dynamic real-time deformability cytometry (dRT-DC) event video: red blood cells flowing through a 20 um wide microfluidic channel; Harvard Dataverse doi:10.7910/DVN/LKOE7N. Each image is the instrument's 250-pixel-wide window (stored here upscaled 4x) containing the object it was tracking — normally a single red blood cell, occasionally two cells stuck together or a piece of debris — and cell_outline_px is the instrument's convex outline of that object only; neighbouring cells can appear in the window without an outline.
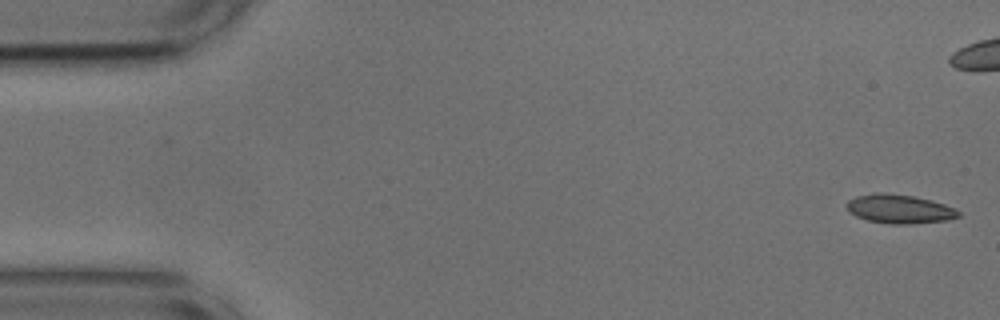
{"species": "common noctule bat (a hibernating species)", "species_latin": "Nyctalus noctula", "temperature_condition": "cold", "stored_images_in_passage": 54, "camera_frame_rate_fps": 3000, "um_per_image_px": 0.085, "animal": {"sex": "male", "body_mass_g": 17.9, "forearm_length_mm": 54.2}, "frame": {"image": 1, "passage_image": 1, "time_ms": 0.0, "image_size_px": [1000, 320], "cell_outline_px": [[960, 216], [948, 220], [908, 224], [892, 224], [868, 220], [856, 216], [848, 212], [844, 204], [848, 200], [856, 196], [872, 192], [876, 192], [912, 196], [932, 200], [956, 208], [960, 212]], "centroid_in_image_um": [76.43, 17.76], "position_along_channel_um": 8.6, "area_um2": 18.96}}
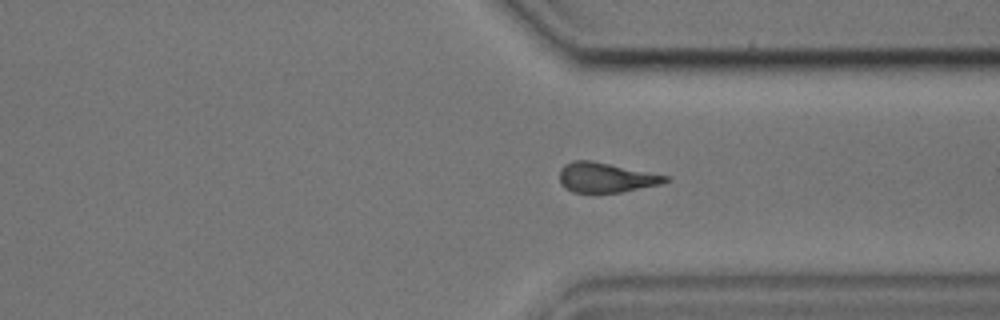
{"frame": {"image": 2, "passage_image": 39, "time_ms": 12.667, "image_size_px": [1000, 320], "cell_outline_px": [[672, 180], [660, 184], [620, 192], [572, 192], [564, 188], [560, 184], [560, 168], [564, 164], [572, 160], [592, 160], [668, 176]], "centroid_in_image_um": [51.46, 15.08], "position_along_channel_um": 359.9, "area_um2": 18.38}}
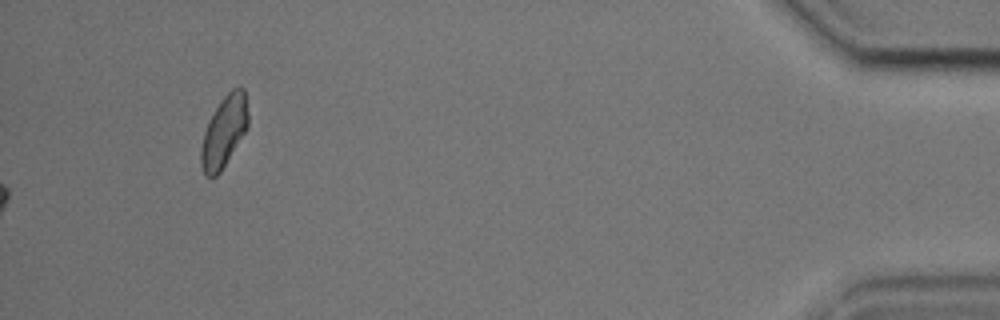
{"frame": {"image": 3, "passage_image": 54, "time_ms": 17.667, "image_size_px": [1000, 320], "cell_outline_px": [[248, 124], [244, 132], [220, 172], [216, 176], [204, 176], [200, 164], [200, 148], [204, 132], [208, 120], [220, 100], [232, 88], [240, 84], [244, 88], [248, 116]], "centroid_in_image_um": [19.01, 11.15], "position_along_channel_um": 416.2, "area_um2": 19.48}, "authors_computed_cell_mechanics": {"area_um2": 18.9584, "velocity_mm_per_s": 3.7301, "shape_relaxation_time_tau1_ms": 7.5576, "shape_relaxation_time_tau2_ms": 6.5433, "deformation_change_tau1": 0.1959, "deformation_change_tau2": 0.1754}}